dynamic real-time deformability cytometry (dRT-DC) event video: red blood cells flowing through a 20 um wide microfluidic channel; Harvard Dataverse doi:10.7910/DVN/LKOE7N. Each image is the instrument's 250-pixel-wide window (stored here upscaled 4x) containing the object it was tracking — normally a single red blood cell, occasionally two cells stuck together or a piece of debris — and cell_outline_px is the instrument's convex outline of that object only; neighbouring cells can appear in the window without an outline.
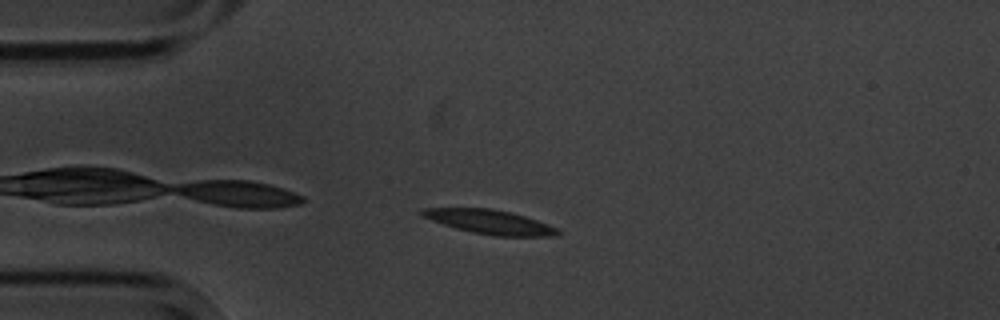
{"species": "common noctule bat (a hibernating species)", "species_latin": "Nyctalus noctula", "temperature_condition": "cold", "stored_images_in_passage": 3, "camera_frame_rate_fps": 3000, "um_per_image_px": 0.085, "animal": {"sex": "male", "body_mass_g": 20.1, "forearm_length_mm": 53.5}, "frame": {"image": 1, "passage_image": 3, "time_ms": 2.333, "image_size_px": [1000, 320], "cell_outline_px": [[560, 232], [556, 236], [496, 236], [472, 232], [456, 228], [432, 220], [424, 216], [420, 212], [420, 208], [492, 208], [512, 212], [548, 224], [556, 228]], "centroid_in_image_um": [41.64, 18.85], "position_along_channel_um": 43.4, "area_um2": 18.9}}